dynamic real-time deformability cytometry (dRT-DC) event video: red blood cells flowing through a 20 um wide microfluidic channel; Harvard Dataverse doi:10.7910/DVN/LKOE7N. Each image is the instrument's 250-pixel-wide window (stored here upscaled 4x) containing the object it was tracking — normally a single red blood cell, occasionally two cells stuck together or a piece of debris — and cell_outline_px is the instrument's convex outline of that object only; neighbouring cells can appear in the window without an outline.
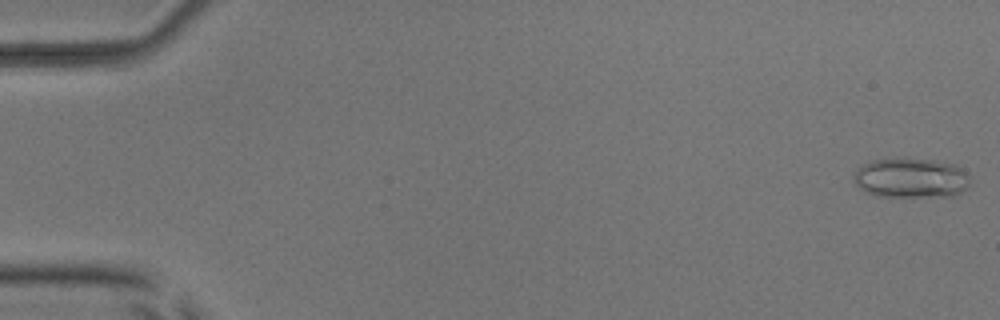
{"species": "common noctule bat (a hibernating species)", "species_latin": "Nyctalus noctula", "temperature_condition": "room temperature", "stored_images_in_passage": 53, "camera_frame_rate_fps": 3000, "um_per_image_px": 0.085, "animal": {"sex": "male", "body_mass_g": 17.9, "forearm_length_mm": 54.2}, "frame": {"image": 1, "passage_image": 1, "time_ms": 0.0, "image_size_px": [1000, 320], "cell_outline_px": [[972, 176], [968, 188], [956, 196], [876, 196], [864, 192], [856, 184], [852, 176], [856, 168], [872, 160], [936, 160], [956, 164]], "centroid_in_image_um": [77.48, 15.15], "position_along_channel_um": 7.5, "area_um2": 27.11}}
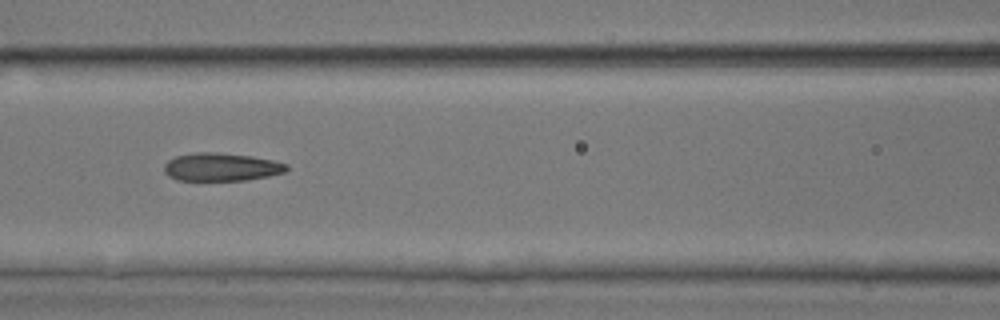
{"frame": {"image": 2, "passage_image": 24, "time_ms": 7.667, "image_size_px": [1000, 320], "cell_outline_px": [[288, 168], [284, 172], [268, 176], [244, 180], [176, 180], [168, 176], [164, 172], [164, 164], [168, 160], [176, 156], [196, 152], [216, 152], [252, 156], [272, 160], [288, 164]], "centroid_in_image_um": [18.78, 14.19], "position_along_channel_um": 147.8, "area_um2": 20.0}}
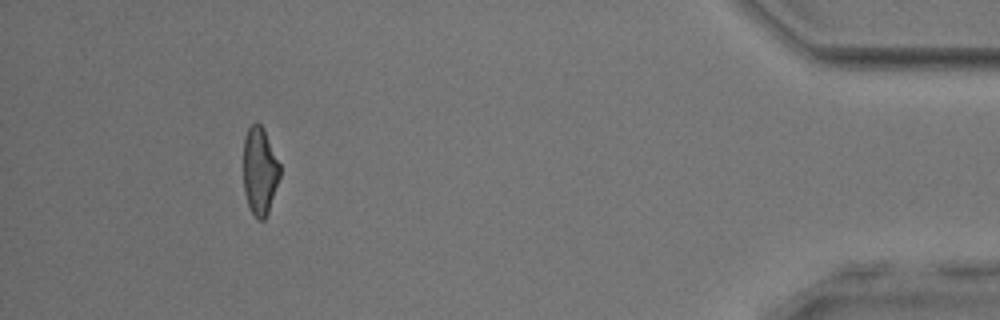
{"frame": {"image": 3, "passage_image": 49, "time_ms": 16.0, "image_size_px": [1000, 320], "cell_outline_px": [[280, 176], [268, 212], [264, 220], [256, 220], [248, 204], [244, 192], [244, 136], [248, 128], [256, 120], [264, 128], [280, 164]], "centroid_in_image_um": [22.08, 14.51], "position_along_channel_um": 413.1, "area_um2": 18.73}, "authors_computed_cell_mechanics": {"area_um2": 20.3456, "velocity_mm_per_s": 3.9178, "shape_relaxation_time_tau1_ms": 3.4977, "shape_relaxation_time_tau2_ms": 2.4358, "deformation_change_tau1": 0.1601, "deformation_change_tau2": 0.1257}}